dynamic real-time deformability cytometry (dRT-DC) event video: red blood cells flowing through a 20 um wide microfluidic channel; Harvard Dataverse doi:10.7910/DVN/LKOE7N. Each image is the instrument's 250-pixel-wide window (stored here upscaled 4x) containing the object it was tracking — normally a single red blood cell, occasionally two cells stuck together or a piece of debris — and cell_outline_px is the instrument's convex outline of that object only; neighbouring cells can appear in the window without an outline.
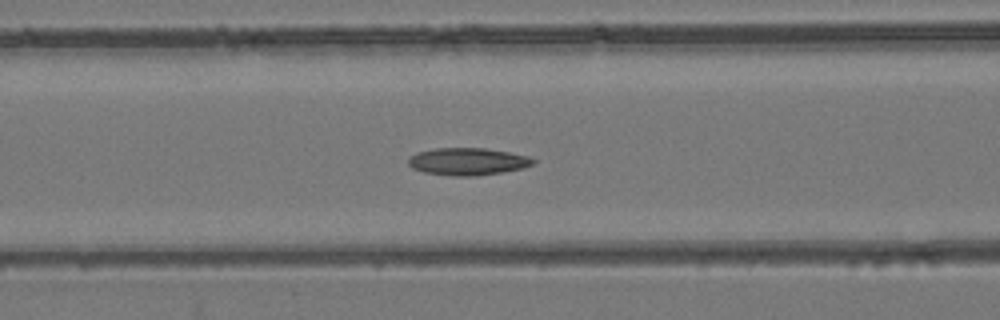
{"species": "common noctule bat (a hibernating species)", "species_latin": "Nyctalus noctula", "temperature_condition": "room temperature", "stored_images_in_passage": 42, "segment_of_instrument_passage": [1, 2], "camera_frame_rate_fps": 3000, "um_per_image_px": 0.085, "animal": {"sex": "female", "body_mass_g": 24.6, "forearm_length_mm": 56.2}, "frame": {"image": 1, "passage_image": 10, "time_ms": 3.0, "image_size_px": [1000, 320], "cell_outline_px": [[536, 160], [532, 164], [524, 168], [476, 176], [452, 176], [424, 172], [412, 168], [408, 164], [408, 156], [416, 152], [436, 148], [484, 148], [508, 152], [528, 156]], "centroid_in_image_um": [39.71, 13.72], "position_along_channel_um": 126.9, "area_um2": 19.88}}
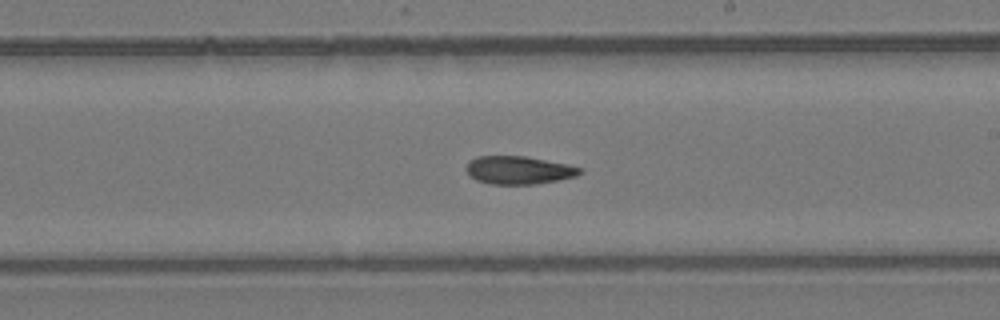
{"frame": {"image": 2, "passage_image": 19, "time_ms": 6.0, "image_size_px": [1000, 320], "cell_outline_px": [[584, 172], [576, 176], [560, 180], [536, 184], [488, 184], [476, 180], [464, 168], [468, 160], [476, 156], [524, 156], [568, 164], [584, 168]], "centroid_in_image_um": [44.11, 14.46], "position_along_channel_um": 244.9, "area_um2": 18.84}}
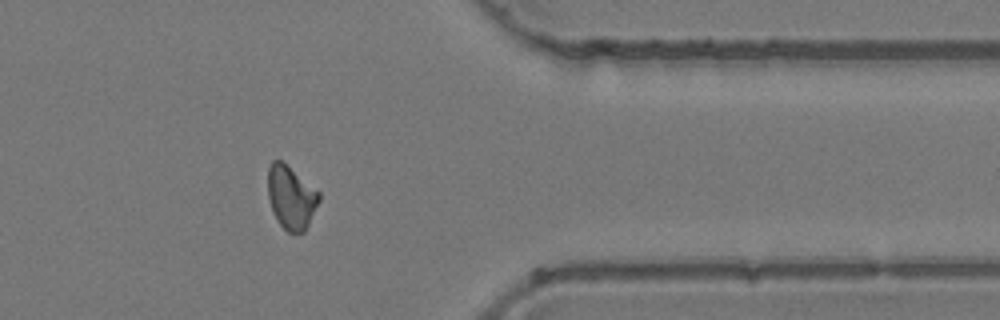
{"frame": {"image": 3, "passage_image": 31, "time_ms": 10.0, "image_size_px": [1000, 320], "cell_outline_px": [[320, 200], [304, 232], [288, 232], [276, 220], [272, 212], [268, 196], [268, 168], [272, 160], [280, 160], [320, 192]], "centroid_in_image_um": [24.73, 16.78], "position_along_channel_um": 386.7, "area_um2": 18.67}}